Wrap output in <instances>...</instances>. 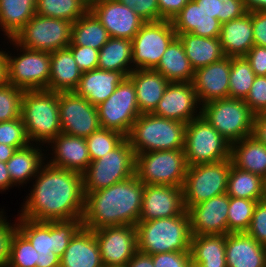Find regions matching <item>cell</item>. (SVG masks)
I'll return each instance as SVG.
<instances>
[{"instance_id":"obj_61","label":"cell","mask_w":266,"mask_h":267,"mask_svg":"<svg viewBox=\"0 0 266 267\" xmlns=\"http://www.w3.org/2000/svg\"><path fill=\"white\" fill-rule=\"evenodd\" d=\"M8 83L6 51L0 50V86Z\"/></svg>"},{"instance_id":"obj_20","label":"cell","mask_w":266,"mask_h":267,"mask_svg":"<svg viewBox=\"0 0 266 267\" xmlns=\"http://www.w3.org/2000/svg\"><path fill=\"white\" fill-rule=\"evenodd\" d=\"M186 211L182 187L144 185L139 221L170 218Z\"/></svg>"},{"instance_id":"obj_53","label":"cell","mask_w":266,"mask_h":267,"mask_svg":"<svg viewBox=\"0 0 266 267\" xmlns=\"http://www.w3.org/2000/svg\"><path fill=\"white\" fill-rule=\"evenodd\" d=\"M154 267H194L190 252H166L152 255Z\"/></svg>"},{"instance_id":"obj_32","label":"cell","mask_w":266,"mask_h":267,"mask_svg":"<svg viewBox=\"0 0 266 267\" xmlns=\"http://www.w3.org/2000/svg\"><path fill=\"white\" fill-rule=\"evenodd\" d=\"M194 70L215 63L226 57L219 37L205 38L191 33H176Z\"/></svg>"},{"instance_id":"obj_26","label":"cell","mask_w":266,"mask_h":267,"mask_svg":"<svg viewBox=\"0 0 266 267\" xmlns=\"http://www.w3.org/2000/svg\"><path fill=\"white\" fill-rule=\"evenodd\" d=\"M171 22L176 33H191L205 38H217L220 35L219 20L198 7L194 0H189Z\"/></svg>"},{"instance_id":"obj_15","label":"cell","mask_w":266,"mask_h":267,"mask_svg":"<svg viewBox=\"0 0 266 267\" xmlns=\"http://www.w3.org/2000/svg\"><path fill=\"white\" fill-rule=\"evenodd\" d=\"M97 112L101 128L116 130L127 136L141 115L132 80L124 78L113 94L97 106Z\"/></svg>"},{"instance_id":"obj_24","label":"cell","mask_w":266,"mask_h":267,"mask_svg":"<svg viewBox=\"0 0 266 267\" xmlns=\"http://www.w3.org/2000/svg\"><path fill=\"white\" fill-rule=\"evenodd\" d=\"M227 267H266V249L246 232L226 234Z\"/></svg>"},{"instance_id":"obj_64","label":"cell","mask_w":266,"mask_h":267,"mask_svg":"<svg viewBox=\"0 0 266 267\" xmlns=\"http://www.w3.org/2000/svg\"><path fill=\"white\" fill-rule=\"evenodd\" d=\"M264 201H266V179H265V186H264Z\"/></svg>"},{"instance_id":"obj_9","label":"cell","mask_w":266,"mask_h":267,"mask_svg":"<svg viewBox=\"0 0 266 267\" xmlns=\"http://www.w3.org/2000/svg\"><path fill=\"white\" fill-rule=\"evenodd\" d=\"M135 175V152L127 138L83 173L84 195L108 188Z\"/></svg>"},{"instance_id":"obj_21","label":"cell","mask_w":266,"mask_h":267,"mask_svg":"<svg viewBox=\"0 0 266 267\" xmlns=\"http://www.w3.org/2000/svg\"><path fill=\"white\" fill-rule=\"evenodd\" d=\"M229 196L225 193L187 209L192 235L228 234Z\"/></svg>"},{"instance_id":"obj_56","label":"cell","mask_w":266,"mask_h":267,"mask_svg":"<svg viewBox=\"0 0 266 267\" xmlns=\"http://www.w3.org/2000/svg\"><path fill=\"white\" fill-rule=\"evenodd\" d=\"M189 0H158L159 21L172 20Z\"/></svg>"},{"instance_id":"obj_7","label":"cell","mask_w":266,"mask_h":267,"mask_svg":"<svg viewBox=\"0 0 266 267\" xmlns=\"http://www.w3.org/2000/svg\"><path fill=\"white\" fill-rule=\"evenodd\" d=\"M183 150L188 166L231 158V144L201 115L186 124Z\"/></svg>"},{"instance_id":"obj_5","label":"cell","mask_w":266,"mask_h":267,"mask_svg":"<svg viewBox=\"0 0 266 267\" xmlns=\"http://www.w3.org/2000/svg\"><path fill=\"white\" fill-rule=\"evenodd\" d=\"M186 124L155 114H141L126 136L136 154L184 148Z\"/></svg>"},{"instance_id":"obj_36","label":"cell","mask_w":266,"mask_h":267,"mask_svg":"<svg viewBox=\"0 0 266 267\" xmlns=\"http://www.w3.org/2000/svg\"><path fill=\"white\" fill-rule=\"evenodd\" d=\"M99 69L122 72L126 77L132 68V41L124 38L110 39L101 47L98 56Z\"/></svg>"},{"instance_id":"obj_39","label":"cell","mask_w":266,"mask_h":267,"mask_svg":"<svg viewBox=\"0 0 266 267\" xmlns=\"http://www.w3.org/2000/svg\"><path fill=\"white\" fill-rule=\"evenodd\" d=\"M264 186L265 179L261 176L239 169L232 163L226 191L229 197L262 201Z\"/></svg>"},{"instance_id":"obj_55","label":"cell","mask_w":266,"mask_h":267,"mask_svg":"<svg viewBox=\"0 0 266 267\" xmlns=\"http://www.w3.org/2000/svg\"><path fill=\"white\" fill-rule=\"evenodd\" d=\"M254 45L266 47V11H252Z\"/></svg>"},{"instance_id":"obj_1","label":"cell","mask_w":266,"mask_h":267,"mask_svg":"<svg viewBox=\"0 0 266 267\" xmlns=\"http://www.w3.org/2000/svg\"><path fill=\"white\" fill-rule=\"evenodd\" d=\"M32 180H35L33 187L29 196H26L18 217L34 221L83 218V174L45 162Z\"/></svg>"},{"instance_id":"obj_62","label":"cell","mask_w":266,"mask_h":267,"mask_svg":"<svg viewBox=\"0 0 266 267\" xmlns=\"http://www.w3.org/2000/svg\"><path fill=\"white\" fill-rule=\"evenodd\" d=\"M247 11H266V0H243Z\"/></svg>"},{"instance_id":"obj_16","label":"cell","mask_w":266,"mask_h":267,"mask_svg":"<svg viewBox=\"0 0 266 267\" xmlns=\"http://www.w3.org/2000/svg\"><path fill=\"white\" fill-rule=\"evenodd\" d=\"M58 105L63 134L87 138L101 128L97 107L75 91L58 92Z\"/></svg>"},{"instance_id":"obj_40","label":"cell","mask_w":266,"mask_h":267,"mask_svg":"<svg viewBox=\"0 0 266 267\" xmlns=\"http://www.w3.org/2000/svg\"><path fill=\"white\" fill-rule=\"evenodd\" d=\"M89 10V0H36L35 13L76 22Z\"/></svg>"},{"instance_id":"obj_3","label":"cell","mask_w":266,"mask_h":267,"mask_svg":"<svg viewBox=\"0 0 266 267\" xmlns=\"http://www.w3.org/2000/svg\"><path fill=\"white\" fill-rule=\"evenodd\" d=\"M137 250L149 255L190 252L191 230L188 212L170 218L138 221Z\"/></svg>"},{"instance_id":"obj_34","label":"cell","mask_w":266,"mask_h":267,"mask_svg":"<svg viewBox=\"0 0 266 267\" xmlns=\"http://www.w3.org/2000/svg\"><path fill=\"white\" fill-rule=\"evenodd\" d=\"M231 160L237 168L266 179V145L253 135L231 145Z\"/></svg>"},{"instance_id":"obj_54","label":"cell","mask_w":266,"mask_h":267,"mask_svg":"<svg viewBox=\"0 0 266 267\" xmlns=\"http://www.w3.org/2000/svg\"><path fill=\"white\" fill-rule=\"evenodd\" d=\"M244 57L256 76H266V47L254 45Z\"/></svg>"},{"instance_id":"obj_42","label":"cell","mask_w":266,"mask_h":267,"mask_svg":"<svg viewBox=\"0 0 266 267\" xmlns=\"http://www.w3.org/2000/svg\"><path fill=\"white\" fill-rule=\"evenodd\" d=\"M258 201L229 197L228 233L246 232Z\"/></svg>"},{"instance_id":"obj_43","label":"cell","mask_w":266,"mask_h":267,"mask_svg":"<svg viewBox=\"0 0 266 267\" xmlns=\"http://www.w3.org/2000/svg\"><path fill=\"white\" fill-rule=\"evenodd\" d=\"M125 138L126 136L121 132L112 129L100 128L93 132L90 136L85 138L91 161L100 159L108 152L112 151Z\"/></svg>"},{"instance_id":"obj_51","label":"cell","mask_w":266,"mask_h":267,"mask_svg":"<svg viewBox=\"0 0 266 267\" xmlns=\"http://www.w3.org/2000/svg\"><path fill=\"white\" fill-rule=\"evenodd\" d=\"M68 48L82 72L91 71L98 67L99 50L79 45H68Z\"/></svg>"},{"instance_id":"obj_37","label":"cell","mask_w":266,"mask_h":267,"mask_svg":"<svg viewBox=\"0 0 266 267\" xmlns=\"http://www.w3.org/2000/svg\"><path fill=\"white\" fill-rule=\"evenodd\" d=\"M36 0H0V29L6 39H13L36 14Z\"/></svg>"},{"instance_id":"obj_57","label":"cell","mask_w":266,"mask_h":267,"mask_svg":"<svg viewBox=\"0 0 266 267\" xmlns=\"http://www.w3.org/2000/svg\"><path fill=\"white\" fill-rule=\"evenodd\" d=\"M252 135L266 145V113L255 115Z\"/></svg>"},{"instance_id":"obj_13","label":"cell","mask_w":266,"mask_h":267,"mask_svg":"<svg viewBox=\"0 0 266 267\" xmlns=\"http://www.w3.org/2000/svg\"><path fill=\"white\" fill-rule=\"evenodd\" d=\"M72 24L71 21L35 14L13 40L23 48L51 53L71 43Z\"/></svg>"},{"instance_id":"obj_19","label":"cell","mask_w":266,"mask_h":267,"mask_svg":"<svg viewBox=\"0 0 266 267\" xmlns=\"http://www.w3.org/2000/svg\"><path fill=\"white\" fill-rule=\"evenodd\" d=\"M152 114L185 124L199 117L201 105L193 83L169 82Z\"/></svg>"},{"instance_id":"obj_59","label":"cell","mask_w":266,"mask_h":267,"mask_svg":"<svg viewBox=\"0 0 266 267\" xmlns=\"http://www.w3.org/2000/svg\"><path fill=\"white\" fill-rule=\"evenodd\" d=\"M12 186L14 187V184L12 183L7 165L4 162H0V192H5L12 188Z\"/></svg>"},{"instance_id":"obj_50","label":"cell","mask_w":266,"mask_h":267,"mask_svg":"<svg viewBox=\"0 0 266 267\" xmlns=\"http://www.w3.org/2000/svg\"><path fill=\"white\" fill-rule=\"evenodd\" d=\"M246 233L259 244L266 246V201H258Z\"/></svg>"},{"instance_id":"obj_14","label":"cell","mask_w":266,"mask_h":267,"mask_svg":"<svg viewBox=\"0 0 266 267\" xmlns=\"http://www.w3.org/2000/svg\"><path fill=\"white\" fill-rule=\"evenodd\" d=\"M176 37L171 20L145 22L131 40L133 70L155 69Z\"/></svg>"},{"instance_id":"obj_11","label":"cell","mask_w":266,"mask_h":267,"mask_svg":"<svg viewBox=\"0 0 266 267\" xmlns=\"http://www.w3.org/2000/svg\"><path fill=\"white\" fill-rule=\"evenodd\" d=\"M8 40L20 53L12 56L10 51L6 52L8 83L24 91L48 90L51 53L23 48L13 39Z\"/></svg>"},{"instance_id":"obj_25","label":"cell","mask_w":266,"mask_h":267,"mask_svg":"<svg viewBox=\"0 0 266 267\" xmlns=\"http://www.w3.org/2000/svg\"><path fill=\"white\" fill-rule=\"evenodd\" d=\"M61 267H104L94 230L81 227L60 258Z\"/></svg>"},{"instance_id":"obj_35","label":"cell","mask_w":266,"mask_h":267,"mask_svg":"<svg viewBox=\"0 0 266 267\" xmlns=\"http://www.w3.org/2000/svg\"><path fill=\"white\" fill-rule=\"evenodd\" d=\"M154 70L160 72L169 82L179 83L192 82L195 72L178 37L166 48Z\"/></svg>"},{"instance_id":"obj_46","label":"cell","mask_w":266,"mask_h":267,"mask_svg":"<svg viewBox=\"0 0 266 267\" xmlns=\"http://www.w3.org/2000/svg\"><path fill=\"white\" fill-rule=\"evenodd\" d=\"M24 90L7 83L0 86V122L21 117V102Z\"/></svg>"},{"instance_id":"obj_29","label":"cell","mask_w":266,"mask_h":267,"mask_svg":"<svg viewBox=\"0 0 266 267\" xmlns=\"http://www.w3.org/2000/svg\"><path fill=\"white\" fill-rule=\"evenodd\" d=\"M124 78L126 76L122 72L96 68L82 73L75 92L97 107L113 94Z\"/></svg>"},{"instance_id":"obj_49","label":"cell","mask_w":266,"mask_h":267,"mask_svg":"<svg viewBox=\"0 0 266 267\" xmlns=\"http://www.w3.org/2000/svg\"><path fill=\"white\" fill-rule=\"evenodd\" d=\"M0 267H7L10 257L11 240L18 230L17 220L15 224L7 221L4 209H0Z\"/></svg>"},{"instance_id":"obj_52","label":"cell","mask_w":266,"mask_h":267,"mask_svg":"<svg viewBox=\"0 0 266 267\" xmlns=\"http://www.w3.org/2000/svg\"><path fill=\"white\" fill-rule=\"evenodd\" d=\"M123 5L134 9L135 13L145 22L159 21L158 0H117Z\"/></svg>"},{"instance_id":"obj_33","label":"cell","mask_w":266,"mask_h":267,"mask_svg":"<svg viewBox=\"0 0 266 267\" xmlns=\"http://www.w3.org/2000/svg\"><path fill=\"white\" fill-rule=\"evenodd\" d=\"M226 235H192L190 254L194 267H227Z\"/></svg>"},{"instance_id":"obj_30","label":"cell","mask_w":266,"mask_h":267,"mask_svg":"<svg viewBox=\"0 0 266 267\" xmlns=\"http://www.w3.org/2000/svg\"><path fill=\"white\" fill-rule=\"evenodd\" d=\"M82 73L68 47L51 52L48 90L54 92L75 91Z\"/></svg>"},{"instance_id":"obj_23","label":"cell","mask_w":266,"mask_h":267,"mask_svg":"<svg viewBox=\"0 0 266 267\" xmlns=\"http://www.w3.org/2000/svg\"><path fill=\"white\" fill-rule=\"evenodd\" d=\"M48 145L53 155L47 160L50 165L81 174L87 170L91 159L85 138L60 133Z\"/></svg>"},{"instance_id":"obj_28","label":"cell","mask_w":266,"mask_h":267,"mask_svg":"<svg viewBox=\"0 0 266 267\" xmlns=\"http://www.w3.org/2000/svg\"><path fill=\"white\" fill-rule=\"evenodd\" d=\"M128 77L136 89V100L140 114L153 113L169 81L154 69H136Z\"/></svg>"},{"instance_id":"obj_12","label":"cell","mask_w":266,"mask_h":267,"mask_svg":"<svg viewBox=\"0 0 266 267\" xmlns=\"http://www.w3.org/2000/svg\"><path fill=\"white\" fill-rule=\"evenodd\" d=\"M231 158L216 162L188 166L183 184L186 210L193 205L225 194L231 170Z\"/></svg>"},{"instance_id":"obj_27","label":"cell","mask_w":266,"mask_h":267,"mask_svg":"<svg viewBox=\"0 0 266 267\" xmlns=\"http://www.w3.org/2000/svg\"><path fill=\"white\" fill-rule=\"evenodd\" d=\"M219 41L226 57H244L254 46L252 12L221 24Z\"/></svg>"},{"instance_id":"obj_17","label":"cell","mask_w":266,"mask_h":267,"mask_svg":"<svg viewBox=\"0 0 266 267\" xmlns=\"http://www.w3.org/2000/svg\"><path fill=\"white\" fill-rule=\"evenodd\" d=\"M104 267L126 266L137 251L134 225L108 226L94 230Z\"/></svg>"},{"instance_id":"obj_48","label":"cell","mask_w":266,"mask_h":267,"mask_svg":"<svg viewBox=\"0 0 266 267\" xmlns=\"http://www.w3.org/2000/svg\"><path fill=\"white\" fill-rule=\"evenodd\" d=\"M244 102L257 115L266 113V76H256Z\"/></svg>"},{"instance_id":"obj_45","label":"cell","mask_w":266,"mask_h":267,"mask_svg":"<svg viewBox=\"0 0 266 267\" xmlns=\"http://www.w3.org/2000/svg\"><path fill=\"white\" fill-rule=\"evenodd\" d=\"M38 255L31 242L17 230L11 240L7 267H36Z\"/></svg>"},{"instance_id":"obj_10","label":"cell","mask_w":266,"mask_h":267,"mask_svg":"<svg viewBox=\"0 0 266 267\" xmlns=\"http://www.w3.org/2000/svg\"><path fill=\"white\" fill-rule=\"evenodd\" d=\"M17 226L40 255H57L61 258L71 238L82 227V218L34 221L17 217Z\"/></svg>"},{"instance_id":"obj_63","label":"cell","mask_w":266,"mask_h":267,"mask_svg":"<svg viewBox=\"0 0 266 267\" xmlns=\"http://www.w3.org/2000/svg\"><path fill=\"white\" fill-rule=\"evenodd\" d=\"M17 149L13 146L0 143V162L6 163Z\"/></svg>"},{"instance_id":"obj_8","label":"cell","mask_w":266,"mask_h":267,"mask_svg":"<svg viewBox=\"0 0 266 267\" xmlns=\"http://www.w3.org/2000/svg\"><path fill=\"white\" fill-rule=\"evenodd\" d=\"M187 167L183 149L159 150L135 155V176L144 185L183 187Z\"/></svg>"},{"instance_id":"obj_58","label":"cell","mask_w":266,"mask_h":267,"mask_svg":"<svg viewBox=\"0 0 266 267\" xmlns=\"http://www.w3.org/2000/svg\"><path fill=\"white\" fill-rule=\"evenodd\" d=\"M126 267H154L152 255L137 250Z\"/></svg>"},{"instance_id":"obj_47","label":"cell","mask_w":266,"mask_h":267,"mask_svg":"<svg viewBox=\"0 0 266 267\" xmlns=\"http://www.w3.org/2000/svg\"><path fill=\"white\" fill-rule=\"evenodd\" d=\"M0 143L16 149L30 144L22 118L0 122Z\"/></svg>"},{"instance_id":"obj_38","label":"cell","mask_w":266,"mask_h":267,"mask_svg":"<svg viewBox=\"0 0 266 267\" xmlns=\"http://www.w3.org/2000/svg\"><path fill=\"white\" fill-rule=\"evenodd\" d=\"M110 39L106 28L97 17L88 10L76 22L72 24L71 43L100 50Z\"/></svg>"},{"instance_id":"obj_18","label":"cell","mask_w":266,"mask_h":267,"mask_svg":"<svg viewBox=\"0 0 266 267\" xmlns=\"http://www.w3.org/2000/svg\"><path fill=\"white\" fill-rule=\"evenodd\" d=\"M89 10L106 28L110 37L132 40L145 21L117 0L89 1Z\"/></svg>"},{"instance_id":"obj_22","label":"cell","mask_w":266,"mask_h":267,"mask_svg":"<svg viewBox=\"0 0 266 267\" xmlns=\"http://www.w3.org/2000/svg\"><path fill=\"white\" fill-rule=\"evenodd\" d=\"M230 70L231 57H224L195 70L192 83L201 106L214 100L229 98Z\"/></svg>"},{"instance_id":"obj_31","label":"cell","mask_w":266,"mask_h":267,"mask_svg":"<svg viewBox=\"0 0 266 267\" xmlns=\"http://www.w3.org/2000/svg\"><path fill=\"white\" fill-rule=\"evenodd\" d=\"M36 145V146H35ZM43 145L30 143L28 146L17 149L6 162L12 183L23 186L37 175L47 156L42 151ZM46 157V158H45Z\"/></svg>"},{"instance_id":"obj_60","label":"cell","mask_w":266,"mask_h":267,"mask_svg":"<svg viewBox=\"0 0 266 267\" xmlns=\"http://www.w3.org/2000/svg\"><path fill=\"white\" fill-rule=\"evenodd\" d=\"M60 257L57 255H38L36 267H59Z\"/></svg>"},{"instance_id":"obj_4","label":"cell","mask_w":266,"mask_h":267,"mask_svg":"<svg viewBox=\"0 0 266 267\" xmlns=\"http://www.w3.org/2000/svg\"><path fill=\"white\" fill-rule=\"evenodd\" d=\"M21 118L30 143L48 145L62 133L58 92L46 89L24 91Z\"/></svg>"},{"instance_id":"obj_6","label":"cell","mask_w":266,"mask_h":267,"mask_svg":"<svg viewBox=\"0 0 266 267\" xmlns=\"http://www.w3.org/2000/svg\"><path fill=\"white\" fill-rule=\"evenodd\" d=\"M205 118L231 145L253 133L255 114L244 99L224 98L201 106Z\"/></svg>"},{"instance_id":"obj_41","label":"cell","mask_w":266,"mask_h":267,"mask_svg":"<svg viewBox=\"0 0 266 267\" xmlns=\"http://www.w3.org/2000/svg\"><path fill=\"white\" fill-rule=\"evenodd\" d=\"M229 77V98L245 99L256 77L245 57H231Z\"/></svg>"},{"instance_id":"obj_44","label":"cell","mask_w":266,"mask_h":267,"mask_svg":"<svg viewBox=\"0 0 266 267\" xmlns=\"http://www.w3.org/2000/svg\"><path fill=\"white\" fill-rule=\"evenodd\" d=\"M198 7L214 15L221 24L243 16L247 9L243 0H194Z\"/></svg>"},{"instance_id":"obj_2","label":"cell","mask_w":266,"mask_h":267,"mask_svg":"<svg viewBox=\"0 0 266 267\" xmlns=\"http://www.w3.org/2000/svg\"><path fill=\"white\" fill-rule=\"evenodd\" d=\"M143 193L144 184L135 175L108 188L87 193L82 227L97 230L108 226H136Z\"/></svg>"}]
</instances>
